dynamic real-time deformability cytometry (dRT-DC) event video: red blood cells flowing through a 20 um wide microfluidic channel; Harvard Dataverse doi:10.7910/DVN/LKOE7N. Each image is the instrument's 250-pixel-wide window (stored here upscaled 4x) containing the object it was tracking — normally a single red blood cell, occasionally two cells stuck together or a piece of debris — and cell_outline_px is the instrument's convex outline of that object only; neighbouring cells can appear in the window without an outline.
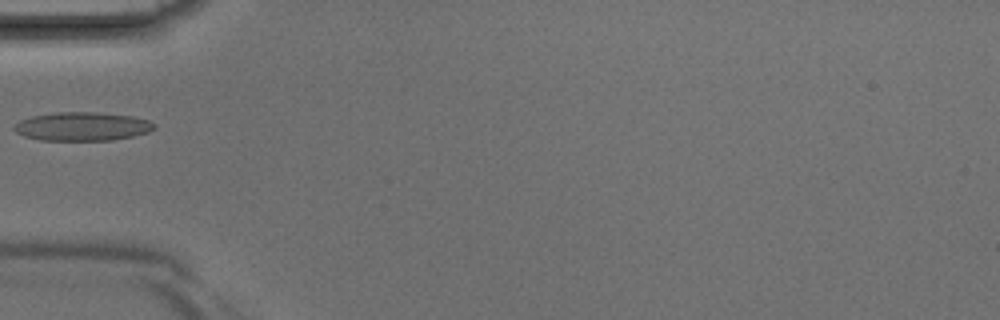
{"species": "Egyptian fruit bat (a non-hibernating species)", "species_latin": "Rousettus aegyptiacus", "temperature_condition": "room temperature", "stored_images_in_passage": 3, "camera_frame_rate_fps": 3000, "um_per_image_px": 0.085, "animal": {"sex": "male"}, "frame": {"image": 1, "passage_image": 3, "time_ms": 0.667, "image_size_px": [1000, 320], "cell_outline_px": [[156, 128], [148, 132], [132, 136], [112, 140], [40, 140], [24, 136], [16, 132], [12, 128], [20, 120], [32, 116], [56, 112], [92, 112], [132, 116], [148, 120], [156, 124]], "centroid_in_image_um": [6.99, 10.75], "position_along_channel_um": 78.0, "area_um2": 23.29}}